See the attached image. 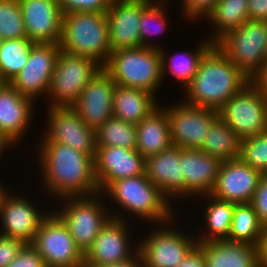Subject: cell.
<instances>
[{
  "label": "cell",
  "mask_w": 267,
  "mask_h": 267,
  "mask_svg": "<svg viewBox=\"0 0 267 267\" xmlns=\"http://www.w3.org/2000/svg\"><path fill=\"white\" fill-rule=\"evenodd\" d=\"M37 145V164L45 194L49 193L56 200L99 193L91 156L57 142H39Z\"/></svg>",
  "instance_id": "1"
},
{
  "label": "cell",
  "mask_w": 267,
  "mask_h": 267,
  "mask_svg": "<svg viewBox=\"0 0 267 267\" xmlns=\"http://www.w3.org/2000/svg\"><path fill=\"white\" fill-rule=\"evenodd\" d=\"M251 80L213 45L200 59L191 82L183 89L182 101L218 111Z\"/></svg>",
  "instance_id": "2"
},
{
  "label": "cell",
  "mask_w": 267,
  "mask_h": 267,
  "mask_svg": "<svg viewBox=\"0 0 267 267\" xmlns=\"http://www.w3.org/2000/svg\"><path fill=\"white\" fill-rule=\"evenodd\" d=\"M102 194L105 198L109 196L107 203L111 202L110 206L116 203L118 211L122 210L120 213L112 211L114 209L109 211L114 219L127 221L126 216L136 215L135 218L144 219L143 222L151 221L150 225H158L169 222L176 214L175 204H171L146 174L113 181ZM124 211L127 213L125 216L122 214Z\"/></svg>",
  "instance_id": "3"
},
{
  "label": "cell",
  "mask_w": 267,
  "mask_h": 267,
  "mask_svg": "<svg viewBox=\"0 0 267 267\" xmlns=\"http://www.w3.org/2000/svg\"><path fill=\"white\" fill-rule=\"evenodd\" d=\"M60 49L94 59L102 67L111 51L106 12L64 13Z\"/></svg>",
  "instance_id": "4"
},
{
  "label": "cell",
  "mask_w": 267,
  "mask_h": 267,
  "mask_svg": "<svg viewBox=\"0 0 267 267\" xmlns=\"http://www.w3.org/2000/svg\"><path fill=\"white\" fill-rule=\"evenodd\" d=\"M102 68L117 85L145 90L155 96L163 85L158 49L141 46L112 51Z\"/></svg>",
  "instance_id": "5"
},
{
  "label": "cell",
  "mask_w": 267,
  "mask_h": 267,
  "mask_svg": "<svg viewBox=\"0 0 267 267\" xmlns=\"http://www.w3.org/2000/svg\"><path fill=\"white\" fill-rule=\"evenodd\" d=\"M105 199L101 192L91 196H65L58 199L60 207L53 209L65 223L76 246L83 254L92 246L99 231L112 218L108 212L111 208L107 207L109 205Z\"/></svg>",
  "instance_id": "6"
},
{
  "label": "cell",
  "mask_w": 267,
  "mask_h": 267,
  "mask_svg": "<svg viewBox=\"0 0 267 267\" xmlns=\"http://www.w3.org/2000/svg\"><path fill=\"white\" fill-rule=\"evenodd\" d=\"M177 219L175 216L169 222L156 225L158 227L153 225L147 237L139 239L138 254L143 267H177L198 244L194 234L191 236L175 227Z\"/></svg>",
  "instance_id": "7"
},
{
  "label": "cell",
  "mask_w": 267,
  "mask_h": 267,
  "mask_svg": "<svg viewBox=\"0 0 267 267\" xmlns=\"http://www.w3.org/2000/svg\"><path fill=\"white\" fill-rule=\"evenodd\" d=\"M264 21H246L227 32L214 45L250 80L260 71L266 57Z\"/></svg>",
  "instance_id": "8"
},
{
  "label": "cell",
  "mask_w": 267,
  "mask_h": 267,
  "mask_svg": "<svg viewBox=\"0 0 267 267\" xmlns=\"http://www.w3.org/2000/svg\"><path fill=\"white\" fill-rule=\"evenodd\" d=\"M101 68L92 58L60 50L47 94L49 106L45 107L72 106Z\"/></svg>",
  "instance_id": "9"
},
{
  "label": "cell",
  "mask_w": 267,
  "mask_h": 267,
  "mask_svg": "<svg viewBox=\"0 0 267 267\" xmlns=\"http://www.w3.org/2000/svg\"><path fill=\"white\" fill-rule=\"evenodd\" d=\"M218 115L240 139L267 131L265 96L252 81L231 97Z\"/></svg>",
  "instance_id": "10"
},
{
  "label": "cell",
  "mask_w": 267,
  "mask_h": 267,
  "mask_svg": "<svg viewBox=\"0 0 267 267\" xmlns=\"http://www.w3.org/2000/svg\"><path fill=\"white\" fill-rule=\"evenodd\" d=\"M31 245L47 267H83L84 254L76 246L67 226L53 211L43 219Z\"/></svg>",
  "instance_id": "11"
},
{
  "label": "cell",
  "mask_w": 267,
  "mask_h": 267,
  "mask_svg": "<svg viewBox=\"0 0 267 267\" xmlns=\"http://www.w3.org/2000/svg\"><path fill=\"white\" fill-rule=\"evenodd\" d=\"M47 108L46 129L39 141L65 144L95 159L96 130L88 127L72 106Z\"/></svg>",
  "instance_id": "12"
},
{
  "label": "cell",
  "mask_w": 267,
  "mask_h": 267,
  "mask_svg": "<svg viewBox=\"0 0 267 267\" xmlns=\"http://www.w3.org/2000/svg\"><path fill=\"white\" fill-rule=\"evenodd\" d=\"M168 106V107H167ZM167 114L172 145L199 149L218 111L189 105L182 100L161 106Z\"/></svg>",
  "instance_id": "13"
},
{
  "label": "cell",
  "mask_w": 267,
  "mask_h": 267,
  "mask_svg": "<svg viewBox=\"0 0 267 267\" xmlns=\"http://www.w3.org/2000/svg\"><path fill=\"white\" fill-rule=\"evenodd\" d=\"M128 221V218L127 221L111 218L105 224L84 254L85 267L120 264L138 253V244L132 239L133 229Z\"/></svg>",
  "instance_id": "14"
},
{
  "label": "cell",
  "mask_w": 267,
  "mask_h": 267,
  "mask_svg": "<svg viewBox=\"0 0 267 267\" xmlns=\"http://www.w3.org/2000/svg\"><path fill=\"white\" fill-rule=\"evenodd\" d=\"M60 50L59 44L34 43L28 61L10 84L21 95L38 103V99L48 94L51 76Z\"/></svg>",
  "instance_id": "15"
},
{
  "label": "cell",
  "mask_w": 267,
  "mask_h": 267,
  "mask_svg": "<svg viewBox=\"0 0 267 267\" xmlns=\"http://www.w3.org/2000/svg\"><path fill=\"white\" fill-rule=\"evenodd\" d=\"M7 191L0 201V235L31 244L43 219L50 213L40 211L28 197ZM28 198V199H27ZM36 205V206H35ZM38 208V209H37Z\"/></svg>",
  "instance_id": "16"
},
{
  "label": "cell",
  "mask_w": 267,
  "mask_h": 267,
  "mask_svg": "<svg viewBox=\"0 0 267 267\" xmlns=\"http://www.w3.org/2000/svg\"><path fill=\"white\" fill-rule=\"evenodd\" d=\"M262 175L240 158L222 161L210 195L235 205L251 203Z\"/></svg>",
  "instance_id": "17"
},
{
  "label": "cell",
  "mask_w": 267,
  "mask_h": 267,
  "mask_svg": "<svg viewBox=\"0 0 267 267\" xmlns=\"http://www.w3.org/2000/svg\"><path fill=\"white\" fill-rule=\"evenodd\" d=\"M116 85L111 76L101 68L84 87L72 107L88 127L96 130L113 117Z\"/></svg>",
  "instance_id": "18"
},
{
  "label": "cell",
  "mask_w": 267,
  "mask_h": 267,
  "mask_svg": "<svg viewBox=\"0 0 267 267\" xmlns=\"http://www.w3.org/2000/svg\"><path fill=\"white\" fill-rule=\"evenodd\" d=\"M146 159L137 151L119 146H97L94 173L99 192L113 181L145 174Z\"/></svg>",
  "instance_id": "19"
},
{
  "label": "cell",
  "mask_w": 267,
  "mask_h": 267,
  "mask_svg": "<svg viewBox=\"0 0 267 267\" xmlns=\"http://www.w3.org/2000/svg\"><path fill=\"white\" fill-rule=\"evenodd\" d=\"M152 0H111L106 12L111 51L140 47V19Z\"/></svg>",
  "instance_id": "20"
},
{
  "label": "cell",
  "mask_w": 267,
  "mask_h": 267,
  "mask_svg": "<svg viewBox=\"0 0 267 267\" xmlns=\"http://www.w3.org/2000/svg\"><path fill=\"white\" fill-rule=\"evenodd\" d=\"M26 36L33 43L59 44L63 12L58 0H18Z\"/></svg>",
  "instance_id": "21"
},
{
  "label": "cell",
  "mask_w": 267,
  "mask_h": 267,
  "mask_svg": "<svg viewBox=\"0 0 267 267\" xmlns=\"http://www.w3.org/2000/svg\"><path fill=\"white\" fill-rule=\"evenodd\" d=\"M35 101L21 95L10 83H0V132L14 146L22 142L33 123ZM32 121V122H31Z\"/></svg>",
  "instance_id": "22"
},
{
  "label": "cell",
  "mask_w": 267,
  "mask_h": 267,
  "mask_svg": "<svg viewBox=\"0 0 267 267\" xmlns=\"http://www.w3.org/2000/svg\"><path fill=\"white\" fill-rule=\"evenodd\" d=\"M181 148L171 145L146 159L145 174L170 202L186 199V183L179 164ZM180 199V200H178Z\"/></svg>",
  "instance_id": "23"
},
{
  "label": "cell",
  "mask_w": 267,
  "mask_h": 267,
  "mask_svg": "<svg viewBox=\"0 0 267 267\" xmlns=\"http://www.w3.org/2000/svg\"><path fill=\"white\" fill-rule=\"evenodd\" d=\"M221 162L200 149L181 148L179 164L185 178L187 198L196 195L201 199L212 192Z\"/></svg>",
  "instance_id": "24"
},
{
  "label": "cell",
  "mask_w": 267,
  "mask_h": 267,
  "mask_svg": "<svg viewBox=\"0 0 267 267\" xmlns=\"http://www.w3.org/2000/svg\"><path fill=\"white\" fill-rule=\"evenodd\" d=\"M206 267H262L259 247L228 240L198 242Z\"/></svg>",
  "instance_id": "25"
},
{
  "label": "cell",
  "mask_w": 267,
  "mask_h": 267,
  "mask_svg": "<svg viewBox=\"0 0 267 267\" xmlns=\"http://www.w3.org/2000/svg\"><path fill=\"white\" fill-rule=\"evenodd\" d=\"M135 126L136 150L145 159L157 155L172 145L167 114L161 105Z\"/></svg>",
  "instance_id": "26"
},
{
  "label": "cell",
  "mask_w": 267,
  "mask_h": 267,
  "mask_svg": "<svg viewBox=\"0 0 267 267\" xmlns=\"http://www.w3.org/2000/svg\"><path fill=\"white\" fill-rule=\"evenodd\" d=\"M156 96L145 90L116 85L113 117L137 125L159 106Z\"/></svg>",
  "instance_id": "27"
},
{
  "label": "cell",
  "mask_w": 267,
  "mask_h": 267,
  "mask_svg": "<svg viewBox=\"0 0 267 267\" xmlns=\"http://www.w3.org/2000/svg\"><path fill=\"white\" fill-rule=\"evenodd\" d=\"M204 20L213 27L207 37L215 44L227 32L249 21L248 0H219Z\"/></svg>",
  "instance_id": "28"
},
{
  "label": "cell",
  "mask_w": 267,
  "mask_h": 267,
  "mask_svg": "<svg viewBox=\"0 0 267 267\" xmlns=\"http://www.w3.org/2000/svg\"><path fill=\"white\" fill-rule=\"evenodd\" d=\"M202 197V199L205 198V201L207 200L202 212L203 214H201L203 215L201 217L204 219L203 225L206 226V231H200V233H202L201 235L197 232V241L205 242L227 240L231 228L235 204L217 199L210 194Z\"/></svg>",
  "instance_id": "29"
},
{
  "label": "cell",
  "mask_w": 267,
  "mask_h": 267,
  "mask_svg": "<svg viewBox=\"0 0 267 267\" xmlns=\"http://www.w3.org/2000/svg\"><path fill=\"white\" fill-rule=\"evenodd\" d=\"M197 48L193 51H185L180 53H174L169 55V52L165 48L161 49V66H162V79H166V73L173 76L175 81L185 87L191 82L194 74L197 71V67L200 59L204 54L214 45L208 38L205 41H201Z\"/></svg>",
  "instance_id": "30"
},
{
  "label": "cell",
  "mask_w": 267,
  "mask_h": 267,
  "mask_svg": "<svg viewBox=\"0 0 267 267\" xmlns=\"http://www.w3.org/2000/svg\"><path fill=\"white\" fill-rule=\"evenodd\" d=\"M241 139L219 116L211 123L206 138L199 148L221 161L240 157Z\"/></svg>",
  "instance_id": "31"
},
{
  "label": "cell",
  "mask_w": 267,
  "mask_h": 267,
  "mask_svg": "<svg viewBox=\"0 0 267 267\" xmlns=\"http://www.w3.org/2000/svg\"><path fill=\"white\" fill-rule=\"evenodd\" d=\"M264 225L250 203L235 205L228 241L260 247Z\"/></svg>",
  "instance_id": "32"
},
{
  "label": "cell",
  "mask_w": 267,
  "mask_h": 267,
  "mask_svg": "<svg viewBox=\"0 0 267 267\" xmlns=\"http://www.w3.org/2000/svg\"><path fill=\"white\" fill-rule=\"evenodd\" d=\"M33 42L29 38L2 40L0 49V83H10L29 58Z\"/></svg>",
  "instance_id": "33"
},
{
  "label": "cell",
  "mask_w": 267,
  "mask_h": 267,
  "mask_svg": "<svg viewBox=\"0 0 267 267\" xmlns=\"http://www.w3.org/2000/svg\"><path fill=\"white\" fill-rule=\"evenodd\" d=\"M168 0H152L142 11L140 19V47H148L161 50L165 46L153 43V36L162 34L167 26L168 19ZM167 11H166V8ZM152 38V40H151ZM151 40V41H150ZM152 42V43H151ZM162 46V47H161Z\"/></svg>",
  "instance_id": "34"
},
{
  "label": "cell",
  "mask_w": 267,
  "mask_h": 267,
  "mask_svg": "<svg viewBox=\"0 0 267 267\" xmlns=\"http://www.w3.org/2000/svg\"><path fill=\"white\" fill-rule=\"evenodd\" d=\"M97 146H119L136 150V126L111 117L96 129Z\"/></svg>",
  "instance_id": "35"
},
{
  "label": "cell",
  "mask_w": 267,
  "mask_h": 267,
  "mask_svg": "<svg viewBox=\"0 0 267 267\" xmlns=\"http://www.w3.org/2000/svg\"><path fill=\"white\" fill-rule=\"evenodd\" d=\"M0 37L2 40L27 38L18 0H0Z\"/></svg>",
  "instance_id": "36"
},
{
  "label": "cell",
  "mask_w": 267,
  "mask_h": 267,
  "mask_svg": "<svg viewBox=\"0 0 267 267\" xmlns=\"http://www.w3.org/2000/svg\"><path fill=\"white\" fill-rule=\"evenodd\" d=\"M245 164L267 174V131L240 141V157Z\"/></svg>",
  "instance_id": "37"
},
{
  "label": "cell",
  "mask_w": 267,
  "mask_h": 267,
  "mask_svg": "<svg viewBox=\"0 0 267 267\" xmlns=\"http://www.w3.org/2000/svg\"><path fill=\"white\" fill-rule=\"evenodd\" d=\"M180 1V0H179ZM219 0H181V16L189 20V23L201 21L213 9Z\"/></svg>",
  "instance_id": "38"
},
{
  "label": "cell",
  "mask_w": 267,
  "mask_h": 267,
  "mask_svg": "<svg viewBox=\"0 0 267 267\" xmlns=\"http://www.w3.org/2000/svg\"><path fill=\"white\" fill-rule=\"evenodd\" d=\"M111 0H58L60 10L73 12H107Z\"/></svg>",
  "instance_id": "39"
},
{
  "label": "cell",
  "mask_w": 267,
  "mask_h": 267,
  "mask_svg": "<svg viewBox=\"0 0 267 267\" xmlns=\"http://www.w3.org/2000/svg\"><path fill=\"white\" fill-rule=\"evenodd\" d=\"M7 267H47V265L43 257L31 244H25Z\"/></svg>",
  "instance_id": "40"
},
{
  "label": "cell",
  "mask_w": 267,
  "mask_h": 267,
  "mask_svg": "<svg viewBox=\"0 0 267 267\" xmlns=\"http://www.w3.org/2000/svg\"><path fill=\"white\" fill-rule=\"evenodd\" d=\"M260 222L267 226V174H263L250 203Z\"/></svg>",
  "instance_id": "41"
},
{
  "label": "cell",
  "mask_w": 267,
  "mask_h": 267,
  "mask_svg": "<svg viewBox=\"0 0 267 267\" xmlns=\"http://www.w3.org/2000/svg\"><path fill=\"white\" fill-rule=\"evenodd\" d=\"M24 245L25 243L20 239L0 235V267H7Z\"/></svg>",
  "instance_id": "42"
},
{
  "label": "cell",
  "mask_w": 267,
  "mask_h": 267,
  "mask_svg": "<svg viewBox=\"0 0 267 267\" xmlns=\"http://www.w3.org/2000/svg\"><path fill=\"white\" fill-rule=\"evenodd\" d=\"M248 16L251 21L267 20V0H248Z\"/></svg>",
  "instance_id": "43"
},
{
  "label": "cell",
  "mask_w": 267,
  "mask_h": 267,
  "mask_svg": "<svg viewBox=\"0 0 267 267\" xmlns=\"http://www.w3.org/2000/svg\"><path fill=\"white\" fill-rule=\"evenodd\" d=\"M177 267H206L203 249L197 244Z\"/></svg>",
  "instance_id": "44"
},
{
  "label": "cell",
  "mask_w": 267,
  "mask_h": 267,
  "mask_svg": "<svg viewBox=\"0 0 267 267\" xmlns=\"http://www.w3.org/2000/svg\"><path fill=\"white\" fill-rule=\"evenodd\" d=\"M260 90L267 91V57L260 71L251 80Z\"/></svg>",
  "instance_id": "45"
},
{
  "label": "cell",
  "mask_w": 267,
  "mask_h": 267,
  "mask_svg": "<svg viewBox=\"0 0 267 267\" xmlns=\"http://www.w3.org/2000/svg\"><path fill=\"white\" fill-rule=\"evenodd\" d=\"M95 267H143L140 255L137 253L130 260L120 263V264H111V265H101Z\"/></svg>",
  "instance_id": "46"
},
{
  "label": "cell",
  "mask_w": 267,
  "mask_h": 267,
  "mask_svg": "<svg viewBox=\"0 0 267 267\" xmlns=\"http://www.w3.org/2000/svg\"><path fill=\"white\" fill-rule=\"evenodd\" d=\"M261 266L267 267V226H264V232L262 235L261 244L259 247Z\"/></svg>",
  "instance_id": "47"
},
{
  "label": "cell",
  "mask_w": 267,
  "mask_h": 267,
  "mask_svg": "<svg viewBox=\"0 0 267 267\" xmlns=\"http://www.w3.org/2000/svg\"><path fill=\"white\" fill-rule=\"evenodd\" d=\"M14 145L0 132V158H2L3 152H6Z\"/></svg>",
  "instance_id": "48"
},
{
  "label": "cell",
  "mask_w": 267,
  "mask_h": 267,
  "mask_svg": "<svg viewBox=\"0 0 267 267\" xmlns=\"http://www.w3.org/2000/svg\"><path fill=\"white\" fill-rule=\"evenodd\" d=\"M8 187L4 186V184H2L1 180H0V201L2 200V197L4 196V194L10 190L7 189Z\"/></svg>",
  "instance_id": "49"
},
{
  "label": "cell",
  "mask_w": 267,
  "mask_h": 267,
  "mask_svg": "<svg viewBox=\"0 0 267 267\" xmlns=\"http://www.w3.org/2000/svg\"><path fill=\"white\" fill-rule=\"evenodd\" d=\"M266 27V36H267V20L264 21ZM266 51H267V37H266Z\"/></svg>",
  "instance_id": "50"
},
{
  "label": "cell",
  "mask_w": 267,
  "mask_h": 267,
  "mask_svg": "<svg viewBox=\"0 0 267 267\" xmlns=\"http://www.w3.org/2000/svg\"><path fill=\"white\" fill-rule=\"evenodd\" d=\"M264 93V96H265V100H266V103H267V91H262Z\"/></svg>",
  "instance_id": "51"
},
{
  "label": "cell",
  "mask_w": 267,
  "mask_h": 267,
  "mask_svg": "<svg viewBox=\"0 0 267 267\" xmlns=\"http://www.w3.org/2000/svg\"><path fill=\"white\" fill-rule=\"evenodd\" d=\"M1 45H2V39H1V37H0V49H1Z\"/></svg>",
  "instance_id": "52"
}]
</instances>
